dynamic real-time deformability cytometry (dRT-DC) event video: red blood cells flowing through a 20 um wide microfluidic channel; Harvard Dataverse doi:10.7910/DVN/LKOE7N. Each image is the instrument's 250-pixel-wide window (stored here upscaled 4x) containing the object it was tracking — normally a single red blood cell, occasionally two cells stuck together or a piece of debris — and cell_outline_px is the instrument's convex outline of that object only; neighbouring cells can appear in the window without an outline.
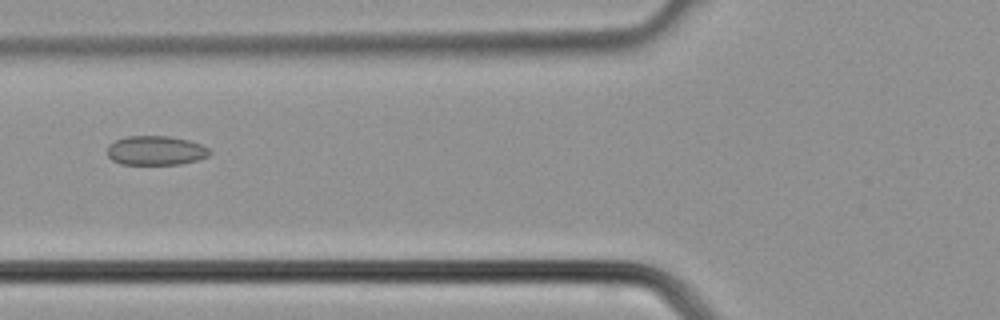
{"species": "common noctule bat (a hibernating species)", "species_latin": "Nyctalus noctula", "temperature_condition": "cold", "stored_images_in_passage": 35, "camera_frame_rate_fps": 3000, "um_per_image_px": 0.085, "animal": {"sex": "male", "body_mass_g": 21.5, "forearm_length_mm": 52.0}, "frame": {"image": 1, "passage_image": 12, "time_ms": 3.667, "image_size_px": [1000, 320], "cell_outline_px": [[212, 152], [208, 156], [196, 160], [180, 164], [120, 164], [112, 160], [108, 156], [108, 144], [124, 136], [168, 136], [188, 140], [200, 144], [208, 148]], "centroid_in_image_um": [13.22, 12.79], "position_along_channel_um": 112.6, "area_um2": 17.46}}
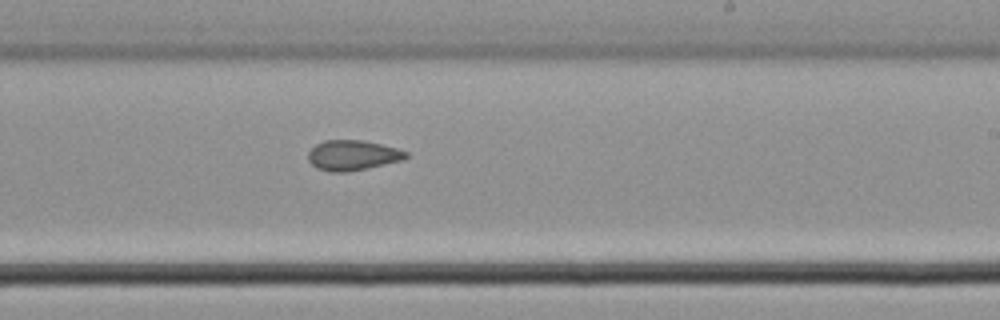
{"frame": {"image": 2, "passage_image": 20, "time_ms": 6.333, "image_size_px": [1000, 320], "cell_outline_px": [[408, 156], [404, 160], [368, 168], [344, 172], [332, 172], [316, 168], [308, 160], [308, 152], [316, 144], [324, 140], [364, 140], [396, 148], [408, 152]], "centroid_in_image_um": [29.97, 13.2], "position_along_channel_um": 259.0, "area_um2": 17.22}}
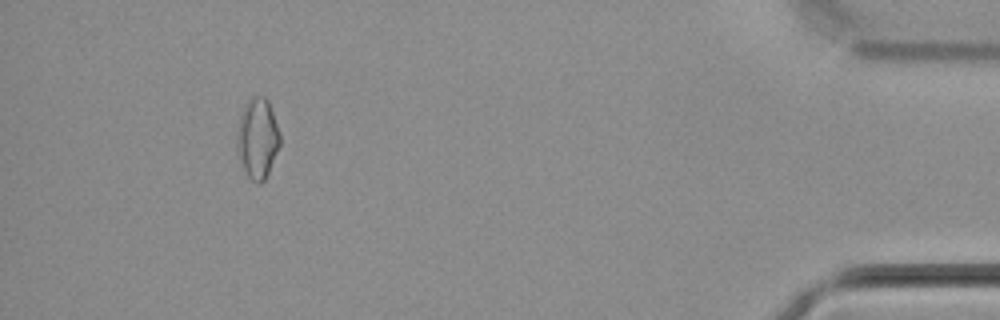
{"frame": {"image": 3, "passage_image": 32, "time_ms": 10.333, "image_size_px": [1000, 320], "cell_outline_px": [[280, 144], [268, 172], [264, 180], [260, 184], [256, 184], [244, 172], [236, 148], [236, 132], [240, 116], [244, 104], [252, 96], [264, 96], [268, 100], [280, 132]], "centroid_in_image_um": [21.87, 11.75], "position_along_channel_um": 413.3, "area_um2": 20.29}}